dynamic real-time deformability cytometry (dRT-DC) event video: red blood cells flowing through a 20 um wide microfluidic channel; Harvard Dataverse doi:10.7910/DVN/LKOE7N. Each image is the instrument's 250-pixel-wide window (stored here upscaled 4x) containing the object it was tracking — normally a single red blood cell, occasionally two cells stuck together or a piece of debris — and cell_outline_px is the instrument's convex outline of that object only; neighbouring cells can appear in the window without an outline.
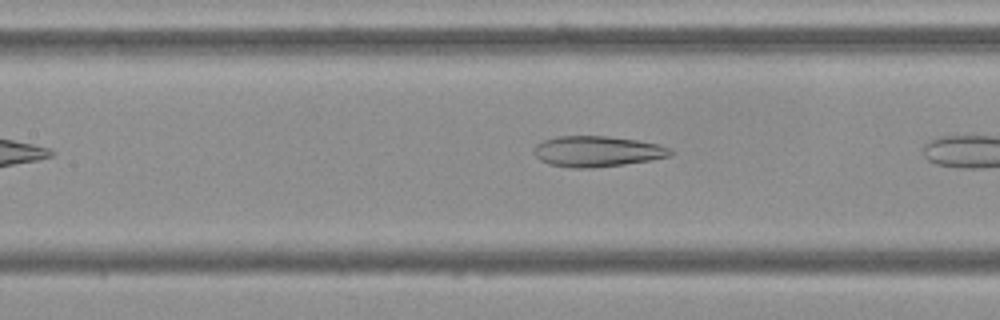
{"species": "Egyptian fruit bat (a non-hibernating species)", "species_latin": "Rousettus aegyptiacus", "temperature_condition": "cold", "stored_images_in_passage": 9, "camera_frame_rate_fps": 3000, "um_per_image_px": 0.085, "frame": {"image": 1, "passage_image": 8, "time_ms": 2.333, "image_size_px": [1000, 320], "cell_outline_px": [[676, 152], [672, 156], [652, 160], [624, 164], [592, 168], [572, 168], [548, 164], [540, 160], [532, 152], [532, 148], [536, 144], [544, 140], [556, 136], [608, 136], [636, 140], [660, 144]], "centroid_in_image_um": [50.76, 12.87], "position_along_channel_um": 156.6, "area_um2": 24.74}}